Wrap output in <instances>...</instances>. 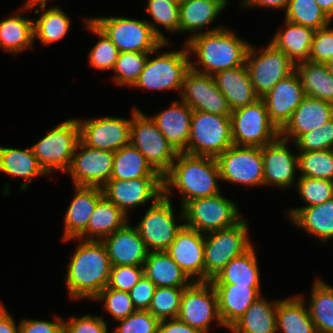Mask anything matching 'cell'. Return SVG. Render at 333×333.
<instances>
[{"label": "cell", "instance_id": "cell-1", "mask_svg": "<svg viewBox=\"0 0 333 333\" xmlns=\"http://www.w3.org/2000/svg\"><path fill=\"white\" fill-rule=\"evenodd\" d=\"M78 245L68 266V292L74 299H94L108 286L110 259L102 241L83 240Z\"/></svg>", "mask_w": 333, "mask_h": 333}, {"label": "cell", "instance_id": "cell-20", "mask_svg": "<svg viewBox=\"0 0 333 333\" xmlns=\"http://www.w3.org/2000/svg\"><path fill=\"white\" fill-rule=\"evenodd\" d=\"M203 234L184 225L165 250L192 281H204Z\"/></svg>", "mask_w": 333, "mask_h": 333}, {"label": "cell", "instance_id": "cell-52", "mask_svg": "<svg viewBox=\"0 0 333 333\" xmlns=\"http://www.w3.org/2000/svg\"><path fill=\"white\" fill-rule=\"evenodd\" d=\"M112 333H157L159 320L148 310L136 311L124 319Z\"/></svg>", "mask_w": 333, "mask_h": 333}, {"label": "cell", "instance_id": "cell-41", "mask_svg": "<svg viewBox=\"0 0 333 333\" xmlns=\"http://www.w3.org/2000/svg\"><path fill=\"white\" fill-rule=\"evenodd\" d=\"M308 309L317 333H333V288L318 279Z\"/></svg>", "mask_w": 333, "mask_h": 333}, {"label": "cell", "instance_id": "cell-3", "mask_svg": "<svg viewBox=\"0 0 333 333\" xmlns=\"http://www.w3.org/2000/svg\"><path fill=\"white\" fill-rule=\"evenodd\" d=\"M185 45L189 52L197 55L198 62L204 70L197 69L193 62H190V68L208 75L244 65L250 46L230 30L222 27L201 33L196 31Z\"/></svg>", "mask_w": 333, "mask_h": 333}, {"label": "cell", "instance_id": "cell-45", "mask_svg": "<svg viewBox=\"0 0 333 333\" xmlns=\"http://www.w3.org/2000/svg\"><path fill=\"white\" fill-rule=\"evenodd\" d=\"M183 291L184 288L156 287L148 311L159 321L177 318Z\"/></svg>", "mask_w": 333, "mask_h": 333}, {"label": "cell", "instance_id": "cell-26", "mask_svg": "<svg viewBox=\"0 0 333 333\" xmlns=\"http://www.w3.org/2000/svg\"><path fill=\"white\" fill-rule=\"evenodd\" d=\"M192 112V108L185 102L174 101L170 108L151 117L167 142L178 153L187 149Z\"/></svg>", "mask_w": 333, "mask_h": 333}, {"label": "cell", "instance_id": "cell-59", "mask_svg": "<svg viewBox=\"0 0 333 333\" xmlns=\"http://www.w3.org/2000/svg\"><path fill=\"white\" fill-rule=\"evenodd\" d=\"M0 333H19V326H16L12 316L2 304L0 305Z\"/></svg>", "mask_w": 333, "mask_h": 333}, {"label": "cell", "instance_id": "cell-55", "mask_svg": "<svg viewBox=\"0 0 333 333\" xmlns=\"http://www.w3.org/2000/svg\"><path fill=\"white\" fill-rule=\"evenodd\" d=\"M63 333H108V330L102 318L85 315L80 319L71 317L69 321H64Z\"/></svg>", "mask_w": 333, "mask_h": 333}, {"label": "cell", "instance_id": "cell-5", "mask_svg": "<svg viewBox=\"0 0 333 333\" xmlns=\"http://www.w3.org/2000/svg\"><path fill=\"white\" fill-rule=\"evenodd\" d=\"M232 145L230 115L193 110L187 149L183 153L216 158Z\"/></svg>", "mask_w": 333, "mask_h": 333}, {"label": "cell", "instance_id": "cell-58", "mask_svg": "<svg viewBox=\"0 0 333 333\" xmlns=\"http://www.w3.org/2000/svg\"><path fill=\"white\" fill-rule=\"evenodd\" d=\"M161 320L158 325L157 333H201L197 329L189 326L188 324L175 319ZM167 322V323H166Z\"/></svg>", "mask_w": 333, "mask_h": 333}, {"label": "cell", "instance_id": "cell-25", "mask_svg": "<svg viewBox=\"0 0 333 333\" xmlns=\"http://www.w3.org/2000/svg\"><path fill=\"white\" fill-rule=\"evenodd\" d=\"M213 78L231 111L260 99L254 90L246 64L216 72Z\"/></svg>", "mask_w": 333, "mask_h": 333}, {"label": "cell", "instance_id": "cell-7", "mask_svg": "<svg viewBox=\"0 0 333 333\" xmlns=\"http://www.w3.org/2000/svg\"><path fill=\"white\" fill-rule=\"evenodd\" d=\"M131 119L130 143L162 177L170 170L178 152L171 146L152 118L134 108Z\"/></svg>", "mask_w": 333, "mask_h": 333}, {"label": "cell", "instance_id": "cell-29", "mask_svg": "<svg viewBox=\"0 0 333 333\" xmlns=\"http://www.w3.org/2000/svg\"><path fill=\"white\" fill-rule=\"evenodd\" d=\"M143 269L156 287L185 288L193 282L165 251H149Z\"/></svg>", "mask_w": 333, "mask_h": 333}, {"label": "cell", "instance_id": "cell-54", "mask_svg": "<svg viewBox=\"0 0 333 333\" xmlns=\"http://www.w3.org/2000/svg\"><path fill=\"white\" fill-rule=\"evenodd\" d=\"M327 27L315 31L309 61L325 64L333 58V29Z\"/></svg>", "mask_w": 333, "mask_h": 333}, {"label": "cell", "instance_id": "cell-40", "mask_svg": "<svg viewBox=\"0 0 333 333\" xmlns=\"http://www.w3.org/2000/svg\"><path fill=\"white\" fill-rule=\"evenodd\" d=\"M34 40L33 21L16 13L0 21V46L11 53L31 48Z\"/></svg>", "mask_w": 333, "mask_h": 333}, {"label": "cell", "instance_id": "cell-50", "mask_svg": "<svg viewBox=\"0 0 333 333\" xmlns=\"http://www.w3.org/2000/svg\"><path fill=\"white\" fill-rule=\"evenodd\" d=\"M105 300L104 308L111 313L115 320H121L136 312L129 293L116 289L104 288L94 300Z\"/></svg>", "mask_w": 333, "mask_h": 333}, {"label": "cell", "instance_id": "cell-31", "mask_svg": "<svg viewBox=\"0 0 333 333\" xmlns=\"http://www.w3.org/2000/svg\"><path fill=\"white\" fill-rule=\"evenodd\" d=\"M285 30H279L272 43L284 52L295 64L296 61H309L310 50L315 34L314 29L285 20Z\"/></svg>", "mask_w": 333, "mask_h": 333}, {"label": "cell", "instance_id": "cell-13", "mask_svg": "<svg viewBox=\"0 0 333 333\" xmlns=\"http://www.w3.org/2000/svg\"><path fill=\"white\" fill-rule=\"evenodd\" d=\"M177 318L201 333L208 331L213 318L223 326L218 311V297L211 281H193L184 288Z\"/></svg>", "mask_w": 333, "mask_h": 333}, {"label": "cell", "instance_id": "cell-12", "mask_svg": "<svg viewBox=\"0 0 333 333\" xmlns=\"http://www.w3.org/2000/svg\"><path fill=\"white\" fill-rule=\"evenodd\" d=\"M249 46L245 64L256 94L262 98L280 80L295 71V63L282 51L269 43L262 54L255 58L256 52Z\"/></svg>", "mask_w": 333, "mask_h": 333}, {"label": "cell", "instance_id": "cell-15", "mask_svg": "<svg viewBox=\"0 0 333 333\" xmlns=\"http://www.w3.org/2000/svg\"><path fill=\"white\" fill-rule=\"evenodd\" d=\"M173 212L170 197L163 194L152 202L136 226L148 251H165L184 226L176 224Z\"/></svg>", "mask_w": 333, "mask_h": 333}, {"label": "cell", "instance_id": "cell-46", "mask_svg": "<svg viewBox=\"0 0 333 333\" xmlns=\"http://www.w3.org/2000/svg\"><path fill=\"white\" fill-rule=\"evenodd\" d=\"M150 53L119 52L113 68L118 86H133L143 71Z\"/></svg>", "mask_w": 333, "mask_h": 333}, {"label": "cell", "instance_id": "cell-47", "mask_svg": "<svg viewBox=\"0 0 333 333\" xmlns=\"http://www.w3.org/2000/svg\"><path fill=\"white\" fill-rule=\"evenodd\" d=\"M85 22L88 29L96 33L101 39L89 52L90 65L98 70H113L119 55L118 48L90 19H87Z\"/></svg>", "mask_w": 333, "mask_h": 333}, {"label": "cell", "instance_id": "cell-19", "mask_svg": "<svg viewBox=\"0 0 333 333\" xmlns=\"http://www.w3.org/2000/svg\"><path fill=\"white\" fill-rule=\"evenodd\" d=\"M78 122L80 140L88 147L115 152L130 144L131 120L106 116Z\"/></svg>", "mask_w": 333, "mask_h": 333}, {"label": "cell", "instance_id": "cell-61", "mask_svg": "<svg viewBox=\"0 0 333 333\" xmlns=\"http://www.w3.org/2000/svg\"><path fill=\"white\" fill-rule=\"evenodd\" d=\"M326 15L332 20L333 18V0H315Z\"/></svg>", "mask_w": 333, "mask_h": 333}, {"label": "cell", "instance_id": "cell-22", "mask_svg": "<svg viewBox=\"0 0 333 333\" xmlns=\"http://www.w3.org/2000/svg\"><path fill=\"white\" fill-rule=\"evenodd\" d=\"M287 143L288 140L279 136L262 147L263 185L275 184L284 188L293 183L298 155L288 150Z\"/></svg>", "mask_w": 333, "mask_h": 333}, {"label": "cell", "instance_id": "cell-62", "mask_svg": "<svg viewBox=\"0 0 333 333\" xmlns=\"http://www.w3.org/2000/svg\"><path fill=\"white\" fill-rule=\"evenodd\" d=\"M37 4H39L40 9H35V13L39 14L40 10L46 8V0H41V1L28 0L24 5L23 10L32 9Z\"/></svg>", "mask_w": 333, "mask_h": 333}, {"label": "cell", "instance_id": "cell-34", "mask_svg": "<svg viewBox=\"0 0 333 333\" xmlns=\"http://www.w3.org/2000/svg\"><path fill=\"white\" fill-rule=\"evenodd\" d=\"M302 296L277 301L276 329L282 333H317Z\"/></svg>", "mask_w": 333, "mask_h": 333}, {"label": "cell", "instance_id": "cell-28", "mask_svg": "<svg viewBox=\"0 0 333 333\" xmlns=\"http://www.w3.org/2000/svg\"><path fill=\"white\" fill-rule=\"evenodd\" d=\"M76 196L65 215L63 241L78 238L86 229L97 202L103 197L102 188L75 186Z\"/></svg>", "mask_w": 333, "mask_h": 333}, {"label": "cell", "instance_id": "cell-8", "mask_svg": "<svg viewBox=\"0 0 333 333\" xmlns=\"http://www.w3.org/2000/svg\"><path fill=\"white\" fill-rule=\"evenodd\" d=\"M79 141V122L77 119H68L48 131V134L31 148L40 166L50 174L54 169H69Z\"/></svg>", "mask_w": 333, "mask_h": 333}, {"label": "cell", "instance_id": "cell-44", "mask_svg": "<svg viewBox=\"0 0 333 333\" xmlns=\"http://www.w3.org/2000/svg\"><path fill=\"white\" fill-rule=\"evenodd\" d=\"M298 170L302 177L333 180V149L301 152Z\"/></svg>", "mask_w": 333, "mask_h": 333}, {"label": "cell", "instance_id": "cell-63", "mask_svg": "<svg viewBox=\"0 0 333 333\" xmlns=\"http://www.w3.org/2000/svg\"><path fill=\"white\" fill-rule=\"evenodd\" d=\"M327 65L328 71L331 75H333V58L331 60H329L327 63H325Z\"/></svg>", "mask_w": 333, "mask_h": 333}, {"label": "cell", "instance_id": "cell-49", "mask_svg": "<svg viewBox=\"0 0 333 333\" xmlns=\"http://www.w3.org/2000/svg\"><path fill=\"white\" fill-rule=\"evenodd\" d=\"M146 12L153 17L155 24L167 30L179 31V2L175 0H148Z\"/></svg>", "mask_w": 333, "mask_h": 333}, {"label": "cell", "instance_id": "cell-48", "mask_svg": "<svg viewBox=\"0 0 333 333\" xmlns=\"http://www.w3.org/2000/svg\"><path fill=\"white\" fill-rule=\"evenodd\" d=\"M297 188L301 198L309 206H315L333 198V180L302 177L297 179Z\"/></svg>", "mask_w": 333, "mask_h": 333}, {"label": "cell", "instance_id": "cell-2", "mask_svg": "<svg viewBox=\"0 0 333 333\" xmlns=\"http://www.w3.org/2000/svg\"><path fill=\"white\" fill-rule=\"evenodd\" d=\"M176 159L163 176L165 196L170 194L172 186L178 188L183 196V208L194 199L221 193L216 181L221 177L215 157L178 153Z\"/></svg>", "mask_w": 333, "mask_h": 333}, {"label": "cell", "instance_id": "cell-9", "mask_svg": "<svg viewBox=\"0 0 333 333\" xmlns=\"http://www.w3.org/2000/svg\"><path fill=\"white\" fill-rule=\"evenodd\" d=\"M230 120L234 145L263 147L280 136V130L270 120L261 98L231 111Z\"/></svg>", "mask_w": 333, "mask_h": 333}, {"label": "cell", "instance_id": "cell-42", "mask_svg": "<svg viewBox=\"0 0 333 333\" xmlns=\"http://www.w3.org/2000/svg\"><path fill=\"white\" fill-rule=\"evenodd\" d=\"M70 26V18L61 8L53 7L33 21L34 40L38 37L43 44H50L63 38Z\"/></svg>", "mask_w": 333, "mask_h": 333}, {"label": "cell", "instance_id": "cell-38", "mask_svg": "<svg viewBox=\"0 0 333 333\" xmlns=\"http://www.w3.org/2000/svg\"><path fill=\"white\" fill-rule=\"evenodd\" d=\"M141 177H162L131 143L114 152L111 179L129 180Z\"/></svg>", "mask_w": 333, "mask_h": 333}, {"label": "cell", "instance_id": "cell-6", "mask_svg": "<svg viewBox=\"0 0 333 333\" xmlns=\"http://www.w3.org/2000/svg\"><path fill=\"white\" fill-rule=\"evenodd\" d=\"M247 228L242 218L231 227L208 232L204 241V281L213 279L232 259L252 246L246 236Z\"/></svg>", "mask_w": 333, "mask_h": 333}, {"label": "cell", "instance_id": "cell-21", "mask_svg": "<svg viewBox=\"0 0 333 333\" xmlns=\"http://www.w3.org/2000/svg\"><path fill=\"white\" fill-rule=\"evenodd\" d=\"M305 97L301 80L294 71L280 80L261 99L266 105L270 120L281 130Z\"/></svg>", "mask_w": 333, "mask_h": 333}, {"label": "cell", "instance_id": "cell-14", "mask_svg": "<svg viewBox=\"0 0 333 333\" xmlns=\"http://www.w3.org/2000/svg\"><path fill=\"white\" fill-rule=\"evenodd\" d=\"M221 180L263 185L262 147L232 145L216 157Z\"/></svg>", "mask_w": 333, "mask_h": 333}, {"label": "cell", "instance_id": "cell-60", "mask_svg": "<svg viewBox=\"0 0 333 333\" xmlns=\"http://www.w3.org/2000/svg\"><path fill=\"white\" fill-rule=\"evenodd\" d=\"M289 4V0H244L243 6L249 7V6H263V7H269V8H284L286 10L287 6Z\"/></svg>", "mask_w": 333, "mask_h": 333}, {"label": "cell", "instance_id": "cell-33", "mask_svg": "<svg viewBox=\"0 0 333 333\" xmlns=\"http://www.w3.org/2000/svg\"><path fill=\"white\" fill-rule=\"evenodd\" d=\"M251 246L242 255L232 259L213 279L212 284L260 287L257 257Z\"/></svg>", "mask_w": 333, "mask_h": 333}, {"label": "cell", "instance_id": "cell-30", "mask_svg": "<svg viewBox=\"0 0 333 333\" xmlns=\"http://www.w3.org/2000/svg\"><path fill=\"white\" fill-rule=\"evenodd\" d=\"M291 221L322 241L333 238V198L309 207H300L288 211Z\"/></svg>", "mask_w": 333, "mask_h": 333}, {"label": "cell", "instance_id": "cell-35", "mask_svg": "<svg viewBox=\"0 0 333 333\" xmlns=\"http://www.w3.org/2000/svg\"><path fill=\"white\" fill-rule=\"evenodd\" d=\"M226 0H183L179 3V31H201L225 8Z\"/></svg>", "mask_w": 333, "mask_h": 333}, {"label": "cell", "instance_id": "cell-24", "mask_svg": "<svg viewBox=\"0 0 333 333\" xmlns=\"http://www.w3.org/2000/svg\"><path fill=\"white\" fill-rule=\"evenodd\" d=\"M333 118V104L306 96L280 130V137L294 142L303 134L317 129Z\"/></svg>", "mask_w": 333, "mask_h": 333}, {"label": "cell", "instance_id": "cell-51", "mask_svg": "<svg viewBox=\"0 0 333 333\" xmlns=\"http://www.w3.org/2000/svg\"><path fill=\"white\" fill-rule=\"evenodd\" d=\"M294 143L301 152L333 149V118L321 127L301 135Z\"/></svg>", "mask_w": 333, "mask_h": 333}, {"label": "cell", "instance_id": "cell-56", "mask_svg": "<svg viewBox=\"0 0 333 333\" xmlns=\"http://www.w3.org/2000/svg\"><path fill=\"white\" fill-rule=\"evenodd\" d=\"M156 289V285L145 275L128 292L134 307L138 311L148 310Z\"/></svg>", "mask_w": 333, "mask_h": 333}, {"label": "cell", "instance_id": "cell-10", "mask_svg": "<svg viewBox=\"0 0 333 333\" xmlns=\"http://www.w3.org/2000/svg\"><path fill=\"white\" fill-rule=\"evenodd\" d=\"M216 194L189 201L182 208V216L186 227L201 233L225 229L238 223L241 217L236 204Z\"/></svg>", "mask_w": 333, "mask_h": 333}, {"label": "cell", "instance_id": "cell-43", "mask_svg": "<svg viewBox=\"0 0 333 333\" xmlns=\"http://www.w3.org/2000/svg\"><path fill=\"white\" fill-rule=\"evenodd\" d=\"M286 20L318 30L329 26L331 19L315 0H289Z\"/></svg>", "mask_w": 333, "mask_h": 333}, {"label": "cell", "instance_id": "cell-16", "mask_svg": "<svg viewBox=\"0 0 333 333\" xmlns=\"http://www.w3.org/2000/svg\"><path fill=\"white\" fill-rule=\"evenodd\" d=\"M79 148L67 170L75 186L102 188L111 179L114 152L88 147L81 140L76 149Z\"/></svg>", "mask_w": 333, "mask_h": 333}, {"label": "cell", "instance_id": "cell-32", "mask_svg": "<svg viewBox=\"0 0 333 333\" xmlns=\"http://www.w3.org/2000/svg\"><path fill=\"white\" fill-rule=\"evenodd\" d=\"M126 218H128L126 214L103 196L94 208L87 229L76 239H84L87 236L88 238L84 240L102 241L122 228L127 223L128 219ZM93 236L97 238L95 239Z\"/></svg>", "mask_w": 333, "mask_h": 333}, {"label": "cell", "instance_id": "cell-4", "mask_svg": "<svg viewBox=\"0 0 333 333\" xmlns=\"http://www.w3.org/2000/svg\"><path fill=\"white\" fill-rule=\"evenodd\" d=\"M102 30L119 52L153 53L168 44L155 24L125 17H98L90 19Z\"/></svg>", "mask_w": 333, "mask_h": 333}, {"label": "cell", "instance_id": "cell-27", "mask_svg": "<svg viewBox=\"0 0 333 333\" xmlns=\"http://www.w3.org/2000/svg\"><path fill=\"white\" fill-rule=\"evenodd\" d=\"M218 297V311L223 327L230 328L261 296L260 287L212 284Z\"/></svg>", "mask_w": 333, "mask_h": 333}, {"label": "cell", "instance_id": "cell-57", "mask_svg": "<svg viewBox=\"0 0 333 333\" xmlns=\"http://www.w3.org/2000/svg\"><path fill=\"white\" fill-rule=\"evenodd\" d=\"M55 322L41 320H22L19 325V333H63L64 321L62 318H55Z\"/></svg>", "mask_w": 333, "mask_h": 333}, {"label": "cell", "instance_id": "cell-53", "mask_svg": "<svg viewBox=\"0 0 333 333\" xmlns=\"http://www.w3.org/2000/svg\"><path fill=\"white\" fill-rule=\"evenodd\" d=\"M144 275L143 266H111L108 287L129 292Z\"/></svg>", "mask_w": 333, "mask_h": 333}, {"label": "cell", "instance_id": "cell-39", "mask_svg": "<svg viewBox=\"0 0 333 333\" xmlns=\"http://www.w3.org/2000/svg\"><path fill=\"white\" fill-rule=\"evenodd\" d=\"M0 171L13 177H23L27 182H31L35 176L47 174L38 163L32 148L21 150L0 147Z\"/></svg>", "mask_w": 333, "mask_h": 333}, {"label": "cell", "instance_id": "cell-37", "mask_svg": "<svg viewBox=\"0 0 333 333\" xmlns=\"http://www.w3.org/2000/svg\"><path fill=\"white\" fill-rule=\"evenodd\" d=\"M306 96L324 100L333 104V75L327 65L304 61L295 64Z\"/></svg>", "mask_w": 333, "mask_h": 333}, {"label": "cell", "instance_id": "cell-11", "mask_svg": "<svg viewBox=\"0 0 333 333\" xmlns=\"http://www.w3.org/2000/svg\"><path fill=\"white\" fill-rule=\"evenodd\" d=\"M189 51L183 50L163 53L147 62L138 80L132 87L150 90H179L181 93L183 79L190 69Z\"/></svg>", "mask_w": 333, "mask_h": 333}, {"label": "cell", "instance_id": "cell-36", "mask_svg": "<svg viewBox=\"0 0 333 333\" xmlns=\"http://www.w3.org/2000/svg\"><path fill=\"white\" fill-rule=\"evenodd\" d=\"M277 301L270 302L261 296L229 328L233 333H276Z\"/></svg>", "mask_w": 333, "mask_h": 333}, {"label": "cell", "instance_id": "cell-18", "mask_svg": "<svg viewBox=\"0 0 333 333\" xmlns=\"http://www.w3.org/2000/svg\"><path fill=\"white\" fill-rule=\"evenodd\" d=\"M102 192L107 200L127 215V211L134 206L145 204L149 200L156 201L163 195V177L110 179L102 187Z\"/></svg>", "mask_w": 333, "mask_h": 333}, {"label": "cell", "instance_id": "cell-17", "mask_svg": "<svg viewBox=\"0 0 333 333\" xmlns=\"http://www.w3.org/2000/svg\"><path fill=\"white\" fill-rule=\"evenodd\" d=\"M182 102L192 110L216 115H231L226 98L217 88L213 75L189 69L183 79Z\"/></svg>", "mask_w": 333, "mask_h": 333}, {"label": "cell", "instance_id": "cell-23", "mask_svg": "<svg viewBox=\"0 0 333 333\" xmlns=\"http://www.w3.org/2000/svg\"><path fill=\"white\" fill-rule=\"evenodd\" d=\"M111 266H143L149 251L136 227L126 223L102 240Z\"/></svg>", "mask_w": 333, "mask_h": 333}]
</instances>
